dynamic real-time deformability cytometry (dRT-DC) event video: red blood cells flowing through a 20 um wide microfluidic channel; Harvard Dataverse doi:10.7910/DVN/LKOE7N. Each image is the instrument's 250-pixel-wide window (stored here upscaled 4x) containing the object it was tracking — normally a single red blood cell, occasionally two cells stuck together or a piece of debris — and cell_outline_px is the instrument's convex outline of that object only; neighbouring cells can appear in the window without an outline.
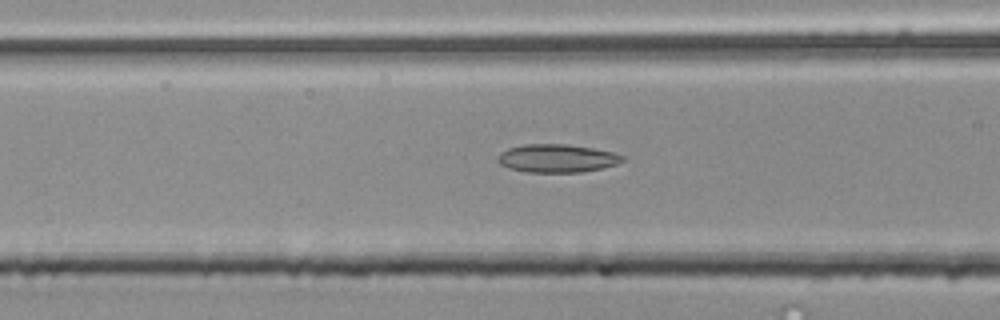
{"species": "common noctule bat (a hibernating species)", "species_latin": "Nyctalus noctula", "temperature_condition": "room temperature", "stored_images_in_passage": 52, "camera_frame_rate_fps": 3000, "um_per_image_px": 0.085, "animal": {"sex": "male", "body_mass_g": 20.4}, "frame": {"image": 1, "passage_image": 20, "time_ms": 6.333, "image_size_px": [1000, 320], "cell_outline_px": [[624, 160], [616, 164], [600, 168], [580, 172], [528, 172], [508, 168], [500, 164], [496, 160], [496, 156], [500, 152], [508, 148], [524, 144], [568, 144], [592, 148], [612, 152], [624, 156]], "centroid_in_image_um": [47.29, 13.45], "position_along_channel_um": 119.3, "area_um2": 20.46}}
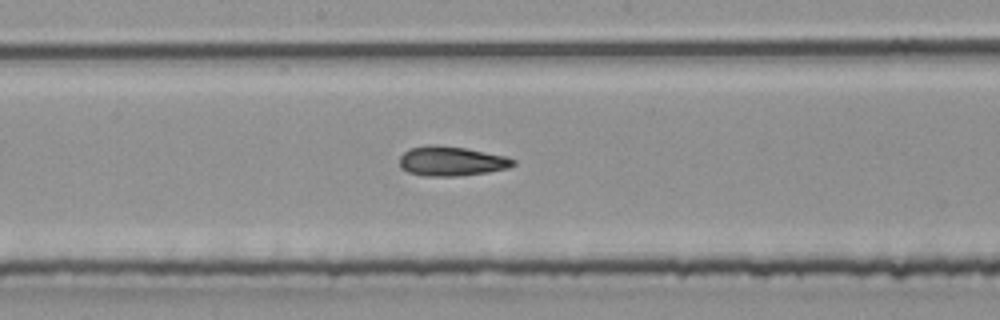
{"frame": {"image": 2, "passage_image": 27, "time_ms": 8.667, "image_size_px": [1000, 320], "cell_outline_px": [[516, 164], [508, 168], [488, 172], [456, 176], [424, 176], [408, 172], [400, 164], [400, 156], [408, 148], [428, 144], [464, 148], [504, 156], [516, 160]], "centroid_in_image_um": [38.36, 13.7], "position_along_channel_um": 209.8, "area_um2": 19.42}}
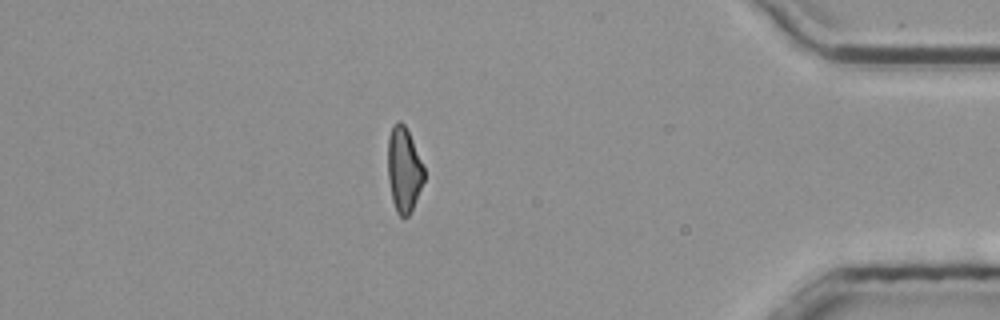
{"frame": {"image": 3, "passage_image": 45, "time_ms": 14.667, "image_size_px": [1000, 320], "cell_outline_px": [[424, 180], [412, 208], [408, 216], [400, 216], [396, 212], [392, 200], [388, 180], [388, 136], [392, 124], [396, 120], [400, 120], [404, 124], [412, 140], [424, 168]], "centroid_in_image_um": [34.3, 14.38], "position_along_channel_um": 400.9, "area_um2": 17.8}, "authors_computed_cell_mechanics": {"area_um2": 19.363, "velocity_mm_per_s": 3.8731, "shape_relaxation_time_tau1_ms": null, "shape_relaxation_time_tau2_ms": 2.9229, "deformation_change_tau1": null, "deformation_change_tau2": 0.1134}}